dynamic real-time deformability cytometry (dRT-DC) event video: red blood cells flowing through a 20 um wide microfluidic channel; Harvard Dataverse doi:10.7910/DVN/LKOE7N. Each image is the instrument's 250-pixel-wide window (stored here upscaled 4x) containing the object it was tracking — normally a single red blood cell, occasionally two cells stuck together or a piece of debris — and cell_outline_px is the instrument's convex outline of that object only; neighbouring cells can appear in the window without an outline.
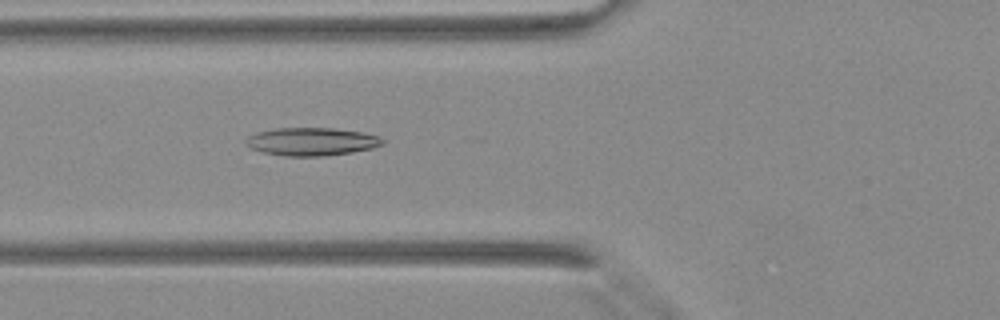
{"species": "Egyptian fruit bat (a non-hibernating species)", "species_latin": "Rousettus aegyptiacus", "temperature_condition": "warm", "stored_images_in_passage": 31, "camera_frame_rate_fps": 3000, "um_per_image_px": 0.085, "animal": {"sex": "female"}, "frame": {"image": 1, "passage_image": 6, "time_ms": 1.667, "image_size_px": [1000, 320], "cell_outline_px": [[384, 144], [372, 148], [352, 152], [324, 156], [288, 156], [264, 152], [252, 148], [244, 140], [248, 136], [256, 132], [276, 128], [336, 128], [360, 132], [380, 136], [384, 140]], "centroid_in_image_um": [26.51, 12.03], "position_along_channel_um": 99.3, "area_um2": 22.2}}
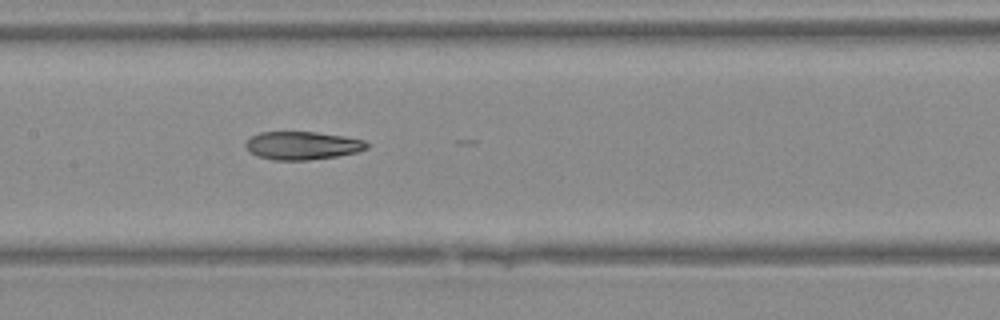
{"frame": {"image": 2, "passage_image": 11, "time_ms": 3.333, "image_size_px": [1000, 320], "cell_outline_px": [[368, 148], [356, 152], [336, 156], [308, 160], [272, 160], [256, 156], [244, 144], [252, 136], [260, 132], [316, 132], [344, 136], [364, 140], [368, 144]], "centroid_in_image_um": [25.7, 12.37], "position_along_channel_um": 181.7, "area_um2": 19.71}}
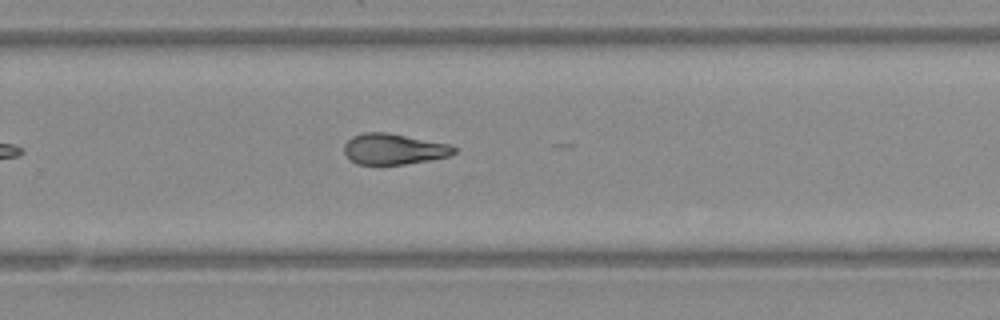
{"frame": {"image": 3, "passage_image": 18, "time_ms": 5.667, "image_size_px": [1000, 320], "cell_outline_px": [[456, 152], [448, 156], [428, 160], [404, 164], [356, 164], [344, 152], [344, 144], [352, 136], [364, 132], [388, 132], [452, 144], [456, 148]], "centroid_in_image_um": [33.49, 12.65], "position_along_channel_um": 296.3, "area_um2": 19.77}}